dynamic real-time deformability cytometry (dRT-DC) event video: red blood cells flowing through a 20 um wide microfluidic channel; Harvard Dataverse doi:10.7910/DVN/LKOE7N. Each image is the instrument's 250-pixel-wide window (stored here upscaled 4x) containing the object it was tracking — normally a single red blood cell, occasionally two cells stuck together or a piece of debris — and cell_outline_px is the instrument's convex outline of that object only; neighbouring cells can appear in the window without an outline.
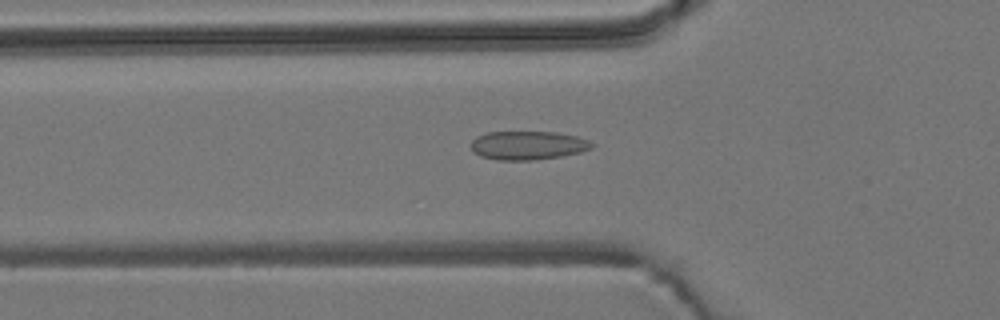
{"species": "common noctule bat (a hibernating species)", "species_latin": "Nyctalus noctula", "temperature_condition": "room temperature", "stored_images_in_passage": 25, "camera_frame_rate_fps": 3000, "um_per_image_px": 0.085, "animal": {"sex": "male", "body_mass_g": 19.2, "forearm_length_mm": 51.8}, "frame": {"image": 1, "passage_image": 14, "time_ms": 4.333, "image_size_px": [1000, 320], "cell_outline_px": [[596, 144], [592, 148], [580, 152], [560, 156], [532, 160], [496, 160], [480, 156], [472, 148], [472, 140], [476, 136], [488, 132], [556, 132], [576, 136], [588, 140]], "centroid_in_image_um": [44.88, 12.35], "position_along_channel_um": 80.9, "area_um2": 20.11}}
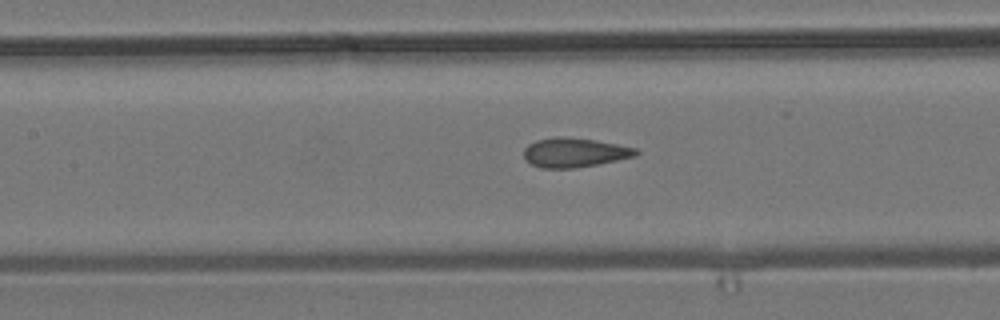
{"frame": {"image": 2, "passage_image": 20, "time_ms": 6.333, "image_size_px": [1000, 320], "cell_outline_px": [[640, 152], [636, 156], [576, 168], [540, 168], [524, 160], [524, 148], [528, 144], [536, 140], [552, 136], [564, 136], [592, 140], [616, 144], [636, 148]], "centroid_in_image_um": [48.78, 12.96], "position_along_channel_um": 158.6, "area_um2": 19.19}}
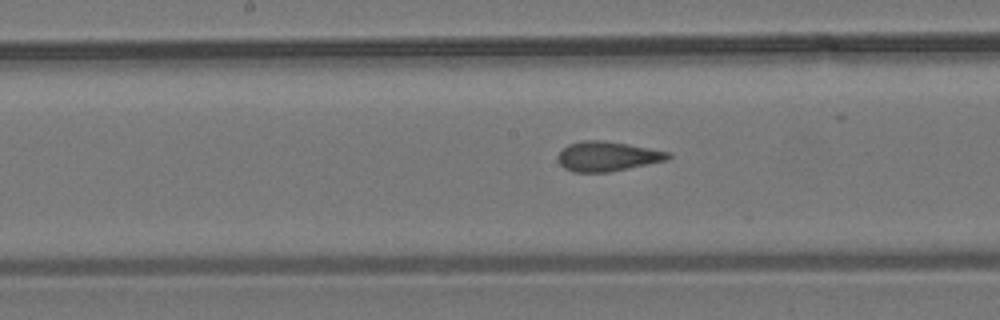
{"frame": {"image": 3, "passage_image": 23, "time_ms": 7.333, "image_size_px": [1000, 320], "cell_outline_px": [[672, 156], [668, 160], [608, 172], [572, 172], [564, 168], [560, 164], [556, 156], [568, 144], [584, 140], [604, 140], [628, 144], [668, 152]], "centroid_in_image_um": [51.6, 13.29], "position_along_channel_um": 196.6, "area_um2": 19.02}}